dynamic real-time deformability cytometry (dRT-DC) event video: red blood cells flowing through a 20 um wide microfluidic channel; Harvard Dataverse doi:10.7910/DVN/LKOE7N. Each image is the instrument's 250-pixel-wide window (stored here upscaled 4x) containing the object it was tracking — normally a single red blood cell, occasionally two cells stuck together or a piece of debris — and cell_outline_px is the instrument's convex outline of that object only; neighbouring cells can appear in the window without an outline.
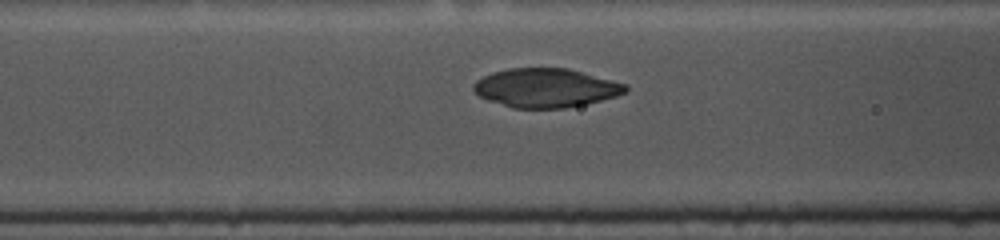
{"species": "common noctule bat (a hibernating species)", "species_latin": "Nyctalus noctula", "temperature_condition": "cold", "stored_images_in_passage": 16, "camera_frame_rate_fps": 3000, "um_per_image_px": 0.085, "animal": {"sex": "female", "body_mass_g": 10.0, "forearm_length_mm": 53.1}, "frame": {"image": 1, "passage_image": 10, "time_ms": 3.0, "image_size_px": [1000, 240], "cell_outline_px": [[628, 92], [616, 96], [584, 104], [564, 108], [512, 108], [488, 100], [480, 96], [472, 88], [472, 84], [476, 80], [492, 72], [508, 68], [568, 68], [628, 84]], "centroid_in_image_um": [46.39, 7.46], "position_along_channel_um": 120.2, "area_um2": 34.51}}
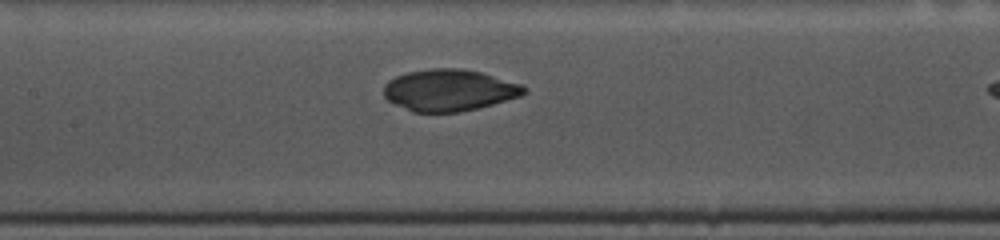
{"frame": {"image": 2, "passage_image": 14, "time_ms": 4.333, "image_size_px": [1000, 240], "cell_outline_px": [[528, 92], [520, 96], [492, 104], [460, 112], [412, 112], [388, 100], [384, 96], [384, 84], [388, 80], [396, 76], [408, 72], [432, 68], [460, 68], [480, 72], [520, 84], [528, 88]], "centroid_in_image_um": [38.17, 7.66], "position_along_channel_um": 169.2, "area_um2": 33.87}}